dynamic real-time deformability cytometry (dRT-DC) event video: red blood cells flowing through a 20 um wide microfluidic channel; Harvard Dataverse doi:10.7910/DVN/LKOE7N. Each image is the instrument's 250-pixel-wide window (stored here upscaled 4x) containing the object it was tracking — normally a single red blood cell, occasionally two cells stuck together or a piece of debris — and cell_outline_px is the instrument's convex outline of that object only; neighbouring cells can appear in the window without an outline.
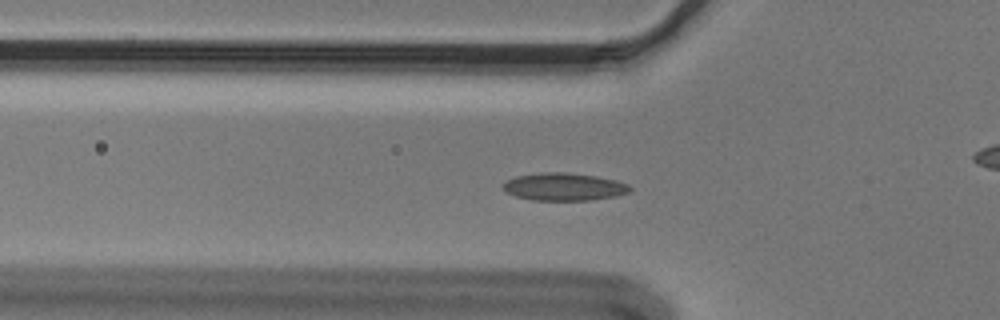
{"species": "Egyptian fruit bat (a non-hibernating species)", "species_latin": "Rousettus aegyptiacus", "temperature_condition": "cold", "stored_images_in_passage": 54, "camera_frame_rate_fps": 3000, "um_per_image_px": 0.085, "animal": {"sex": "male"}, "frame": {"image": 1, "passage_image": 17, "time_ms": 5.333, "image_size_px": [1000, 320], "cell_outline_px": [[632, 192], [616, 196], [588, 200], [532, 200], [516, 196], [504, 192], [504, 184], [508, 180], [516, 176], [544, 172], [564, 172], [596, 176], [616, 180], [628, 184], [632, 188]], "centroid_in_image_um": [47.97, 15.88], "position_along_channel_um": 77.8, "area_um2": 20.4}}
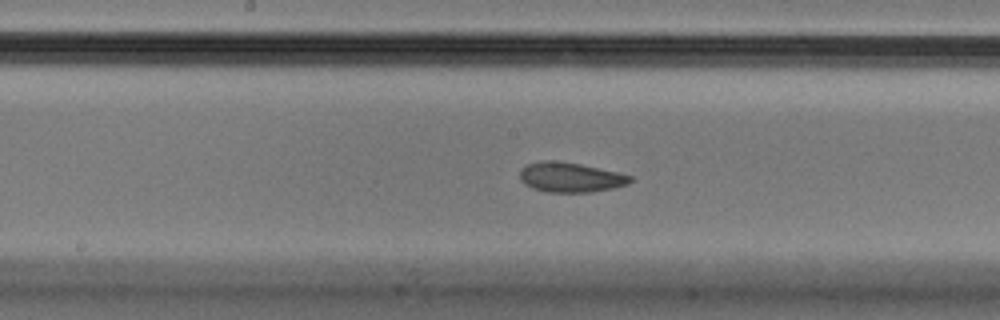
{"frame": {"image": 2, "passage_image": 27, "time_ms": 8.667, "image_size_px": [1000, 320], "cell_outline_px": [[632, 180], [628, 184], [616, 188], [592, 192], [548, 192], [532, 188], [524, 184], [520, 180], [520, 168], [528, 164], [544, 160], [556, 160], [580, 164], [616, 172], [632, 176]], "centroid_in_image_um": [48.47, 15.07], "position_along_channel_um": 199.7, "area_um2": 19.25}}
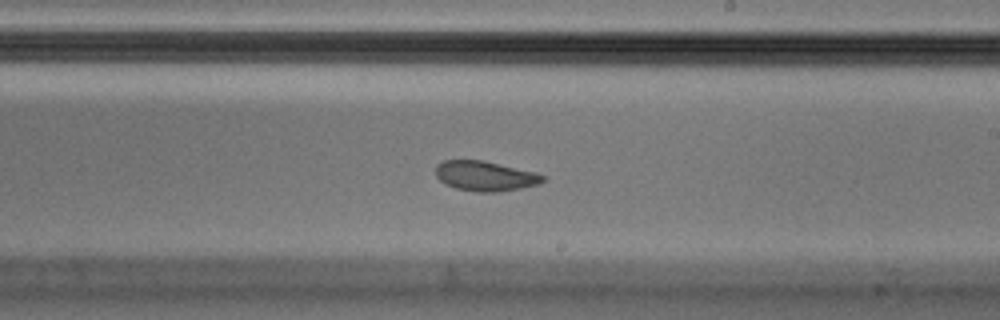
{"frame": {"image": 3, "passage_image": 31, "time_ms": 10.0, "image_size_px": [1000, 320], "cell_outline_px": [[544, 180], [540, 184], [520, 188], [496, 192], [476, 192], [456, 188], [444, 184], [436, 176], [436, 164], [444, 160], [484, 160], [536, 172], [544, 176]], "centroid_in_image_um": [41.23, 14.95], "position_along_channel_um": 247.8, "area_um2": 18.79}, "authors_computed_cell_mechanics": {"area_um2": 19.3052, "velocity_mm_per_s": 3.6232, "shape_relaxation_time_tau1_ms": 5.4949, "shape_relaxation_time_tau2_ms": 1.8364, "deformation_change_tau1": 0.1312, "deformation_change_tau2": 0.059}}